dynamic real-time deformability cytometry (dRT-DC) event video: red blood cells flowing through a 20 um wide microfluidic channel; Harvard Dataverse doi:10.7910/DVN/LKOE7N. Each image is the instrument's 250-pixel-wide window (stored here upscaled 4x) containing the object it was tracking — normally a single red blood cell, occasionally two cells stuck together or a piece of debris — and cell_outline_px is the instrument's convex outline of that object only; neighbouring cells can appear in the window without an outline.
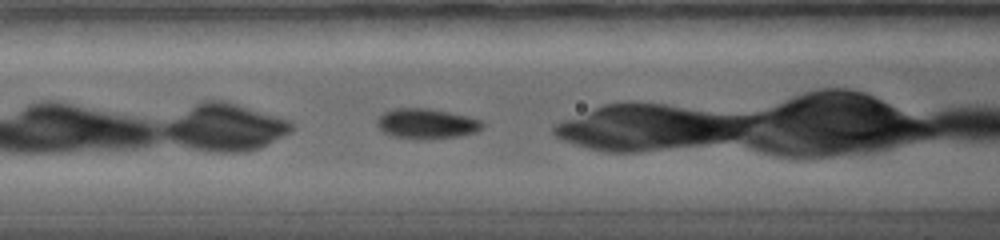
{"species": "common noctule bat (a hibernating species)", "species_latin": "Nyctalus noctula", "temperature_condition": "warm", "stored_images_in_passage": 13, "camera_frame_rate_fps": 5000, "um_per_image_px": 0.085, "animal": {"sex": "female", "body_mass_g": 19.0, "forearm_length_mm": 56.7}, "frame": {"image": 1, "passage_image": 3, "time_ms": 1.8, "image_size_px": [1000, 240], "cell_outline_px": [[484, 124], [476, 132], [460, 136], [416, 140], [392, 136], [384, 132], [376, 124], [376, 116], [392, 108], [428, 108], [468, 116], [484, 120]], "centroid_in_image_um": [36.23, 10.51], "position_along_channel_um": 130.4, "area_um2": 18.79}}